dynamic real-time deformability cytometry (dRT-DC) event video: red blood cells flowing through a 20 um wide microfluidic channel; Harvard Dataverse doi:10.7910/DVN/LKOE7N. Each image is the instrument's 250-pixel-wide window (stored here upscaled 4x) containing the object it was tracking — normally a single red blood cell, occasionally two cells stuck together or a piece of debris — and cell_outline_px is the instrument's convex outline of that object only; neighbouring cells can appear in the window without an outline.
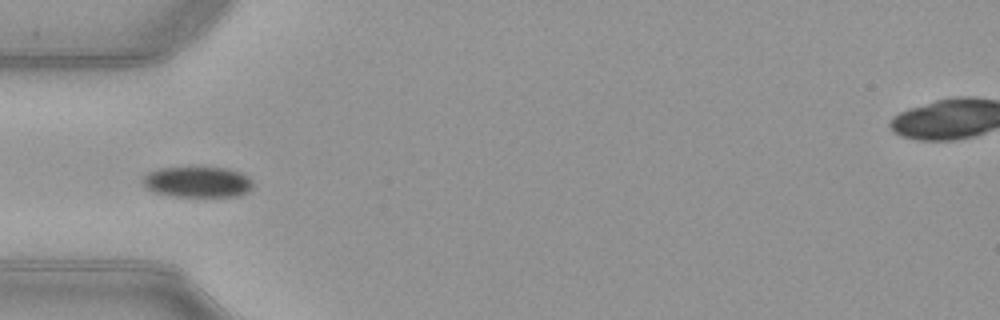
{"species": "common noctule bat (a hibernating species)", "species_latin": "Nyctalus noctula", "temperature_condition": "warm", "stored_images_in_passage": 38, "camera_frame_rate_fps": 3000, "um_per_image_px": 0.085, "animal": {"sex": "female", "body_mass_g": 21.9}, "frame": {"image": 1, "passage_image": 3, "time_ms": 0.667, "image_size_px": [1000, 320], "cell_outline_px": [[252, 188], [248, 192], [240, 196], [176, 196], [152, 192], [144, 184], [144, 176], [148, 172], [160, 168], [228, 168], [240, 172], [248, 176], [252, 180]], "centroid_in_image_um": [16.84, 15.47], "position_along_channel_um": 68.2, "area_um2": 19.59}}
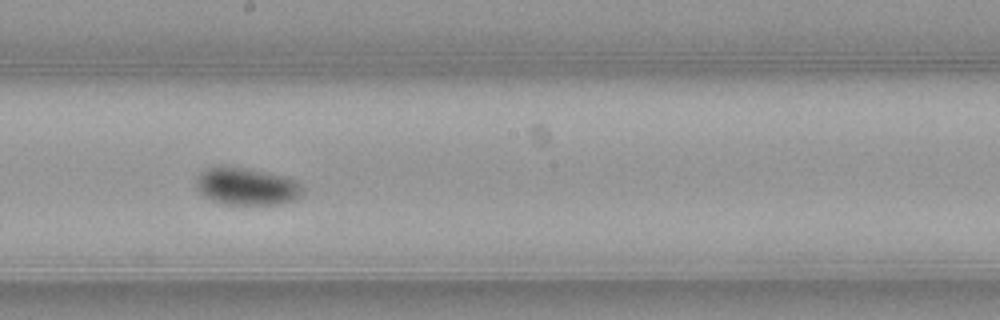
{"frame": {"image": 2, "passage_image": 15, "time_ms": 4.667, "image_size_px": [1000, 320], "cell_outline_px": [[304, 192], [296, 200], [280, 204], [224, 204], [212, 200], [204, 196], [196, 188], [196, 176], [204, 168], [244, 168], [288, 176], [296, 180], [304, 188]], "centroid_in_image_um": [21.01, 15.86], "position_along_channel_um": 227.2, "area_um2": 23.18}}
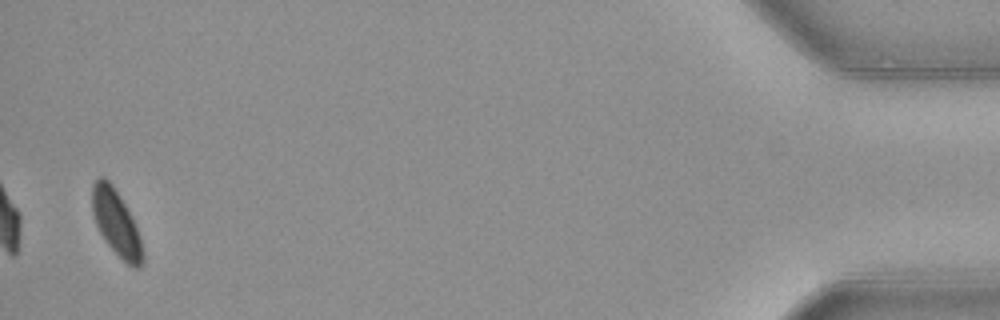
{"frame": {"image": 3, "passage_image": 37, "time_ms": 12.0, "image_size_px": [1000, 320], "cell_outline_px": [[144, 264], [140, 268], [132, 268], [108, 244], [100, 232], [96, 224], [92, 212], [92, 184], [100, 176], [104, 176], [112, 184], [120, 196], [132, 216], [136, 224], [140, 236], [144, 252]], "centroid_in_image_um": [9.91, 18.95], "position_along_channel_um": 425.3, "area_um2": 19.42}, "authors_computed_cell_mechanics": {"area_um2": 21.2993, "velocity_mm_per_s": 3.9546, "shape_relaxation_time_tau1_ms": 3.9525, "shape_relaxation_time_tau2_ms": null, "deformation_change_tau1": 0.0793, "deformation_change_tau2": null}}